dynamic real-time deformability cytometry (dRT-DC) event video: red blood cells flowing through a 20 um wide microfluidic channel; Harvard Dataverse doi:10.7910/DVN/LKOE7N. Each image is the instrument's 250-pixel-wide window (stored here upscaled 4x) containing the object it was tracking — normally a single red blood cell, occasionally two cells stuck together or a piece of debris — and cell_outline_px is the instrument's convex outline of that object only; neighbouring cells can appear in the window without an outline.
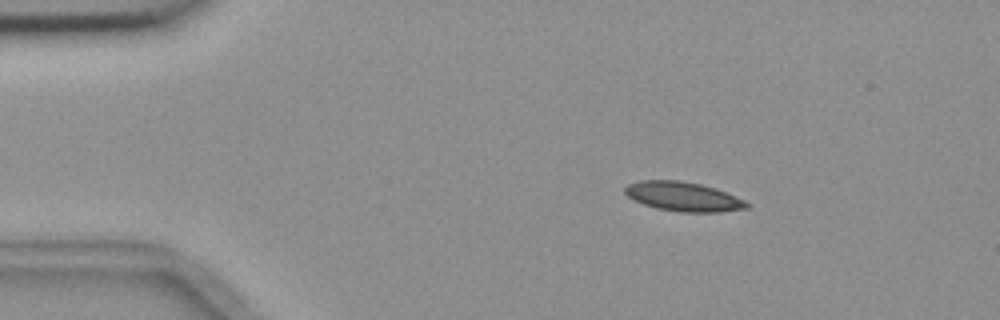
{"species": "common noctule bat (a hibernating species)", "species_latin": "Nyctalus noctula", "temperature_condition": "room temperature", "stored_images_in_passage": 3, "camera_frame_rate_fps": 3000, "um_per_image_px": 0.085, "animal": {"sex": "female", "body_mass_g": 18.4}, "frame": {"image": 1, "passage_image": 1, "time_ms": 0.0, "image_size_px": [1000, 320], "cell_outline_px": [[752, 204], [748, 208], [720, 212], [680, 212], [656, 208], [632, 200], [624, 192], [624, 188], [628, 184], [640, 180], [680, 180], [700, 184], [716, 188], [736, 196]], "centroid_in_image_um": [58.09, 16.71], "position_along_channel_um": 26.9, "area_um2": 20.98}}